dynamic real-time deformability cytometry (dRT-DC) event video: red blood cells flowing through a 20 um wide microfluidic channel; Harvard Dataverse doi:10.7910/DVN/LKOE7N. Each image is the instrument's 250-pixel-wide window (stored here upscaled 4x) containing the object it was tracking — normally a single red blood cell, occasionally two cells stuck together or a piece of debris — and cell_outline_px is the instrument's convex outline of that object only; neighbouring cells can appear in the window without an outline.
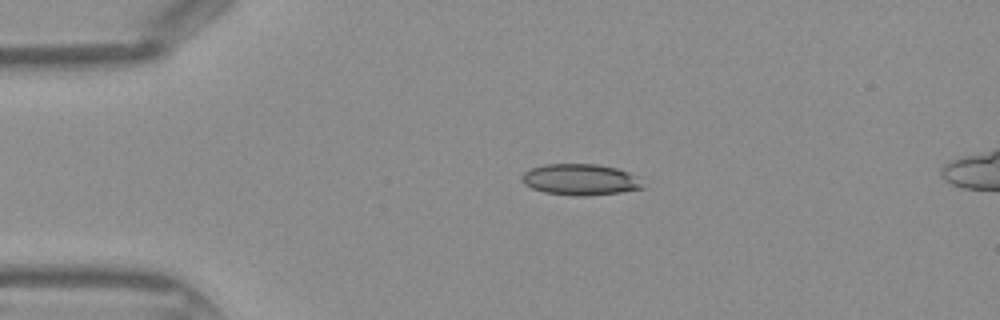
{"species": "Egyptian fruit bat (a non-hibernating species)", "species_latin": "Rousettus aegyptiacus", "temperature_condition": "warm", "stored_images_in_passage": 30, "camera_frame_rate_fps": 3000, "um_per_image_px": 0.085, "frame": {"image": 1, "passage_image": 1, "time_ms": 0.0, "image_size_px": [1000, 320], "cell_outline_px": [[644, 188], [620, 192], [588, 196], [576, 196], [544, 192], [532, 188], [524, 184], [520, 180], [520, 176], [524, 172], [532, 168], [544, 164], [596, 164], [616, 168], [628, 172], [636, 176]], "centroid_in_image_um": [49.28, 15.26], "position_along_channel_um": 35.7, "area_um2": 21.96}}
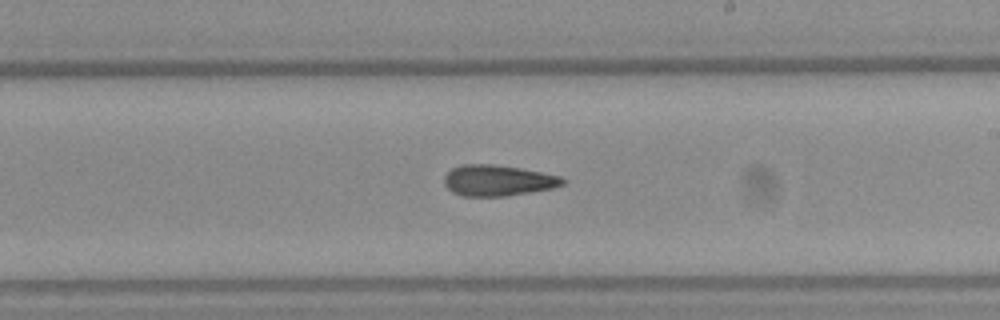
{"frame": {"image": 2, "passage_image": 17, "time_ms": 5.333, "image_size_px": [1000, 320], "cell_outline_px": [[568, 180], [564, 184], [552, 188], [504, 196], [460, 196], [452, 192], [444, 184], [444, 176], [452, 168], [460, 164], [492, 164], [520, 168], [560, 176]], "centroid_in_image_um": [42.29, 15.33], "position_along_channel_um": 246.7, "area_um2": 21.33}}
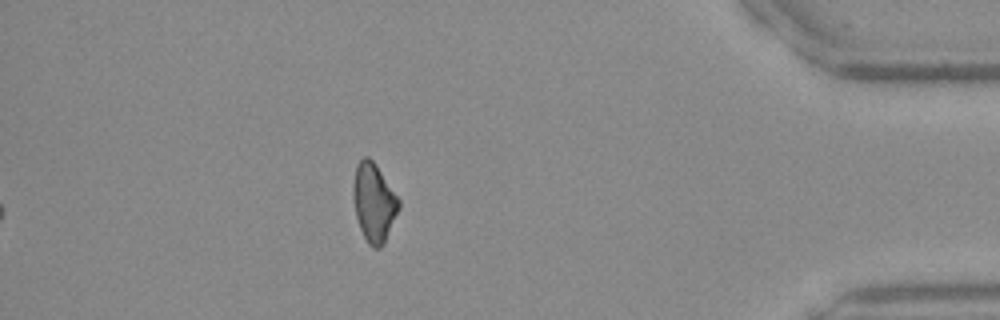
{"frame": {"image": 3, "passage_image": 30, "time_ms": 9.667, "image_size_px": [1000, 320], "cell_outline_px": [[400, 208], [384, 244], [380, 248], [372, 248], [368, 244], [360, 228], [356, 216], [352, 196], [352, 184], [356, 164], [364, 156], [368, 156], [376, 164], [400, 200]], "centroid_in_image_um": [31.77, 17.2], "position_along_channel_um": 403.4, "area_um2": 21.1}}